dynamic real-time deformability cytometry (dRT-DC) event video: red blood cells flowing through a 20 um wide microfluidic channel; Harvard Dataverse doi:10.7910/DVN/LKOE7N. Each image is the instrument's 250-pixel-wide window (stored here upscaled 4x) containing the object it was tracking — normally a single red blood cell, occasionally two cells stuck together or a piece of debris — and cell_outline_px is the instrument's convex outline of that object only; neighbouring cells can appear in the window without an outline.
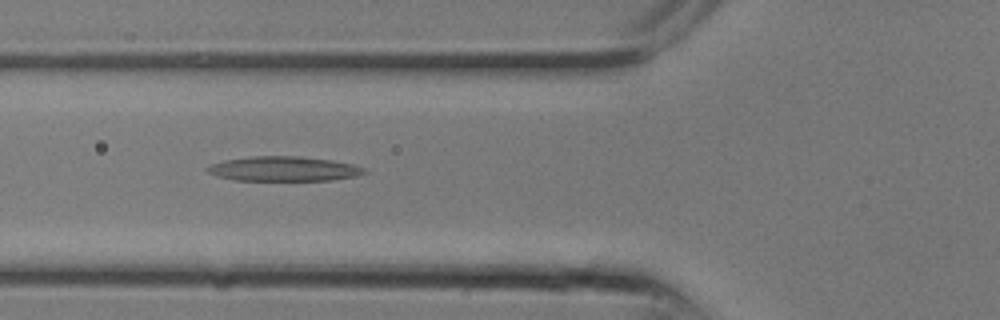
{"species": "common noctule bat (a hibernating species)", "species_latin": "Nyctalus noctula", "temperature_condition": "room temperature", "stored_images_in_passage": 7, "camera_frame_rate_fps": 3000, "um_per_image_px": 0.085, "animal": {"sex": "male", "body_mass_g": 13.3}, "frame": {"image": 1, "passage_image": 3, "time_ms": 0.667, "image_size_px": [1000, 320], "cell_outline_px": [[368, 172], [356, 176], [332, 180], [236, 180], [216, 176], [208, 172], [204, 168], [212, 164], [224, 160], [248, 156], [300, 156], [332, 160], [352, 164], [364, 168]], "centroid_in_image_um": [24.1, 14.34], "position_along_channel_um": 101.7, "area_um2": 22.6}}
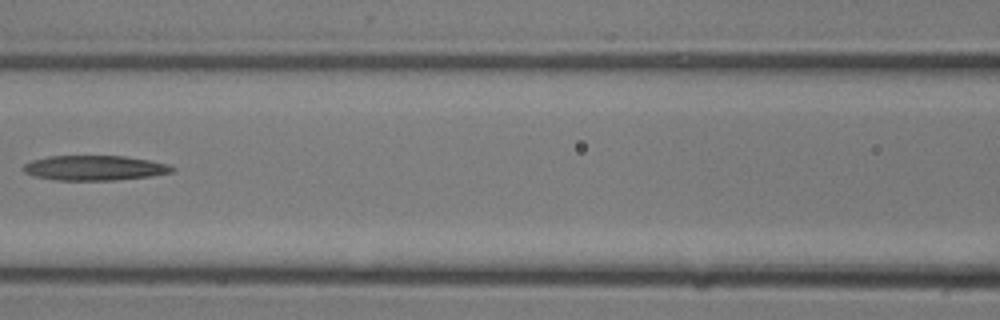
{"frame": {"image": 2, "passage_image": 5, "time_ms": 1.333, "image_size_px": [1000, 320], "cell_outline_px": [[176, 168], [172, 172], [152, 176], [116, 180], [52, 180], [32, 176], [24, 172], [20, 168], [24, 164], [32, 160], [48, 156], [124, 156], [148, 160], [168, 164]], "centroid_in_image_um": [7.99, 14.28], "position_along_channel_um": 158.6, "area_um2": 21.79}}
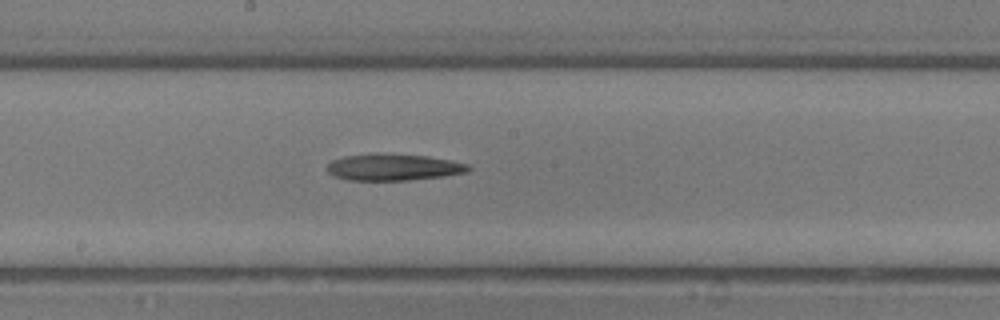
{"frame": {"image": 3, "passage_image": 7, "time_ms": 2.0, "image_size_px": [1000, 320], "cell_outline_px": [[472, 168], [468, 172], [444, 176], [408, 180], [348, 180], [332, 176], [324, 168], [332, 160], [344, 156], [376, 152], [380, 152], [428, 156], [452, 160], [468, 164]], "centroid_in_image_um": [33.42, 14.19], "position_along_channel_um": 214.8, "area_um2": 22.43}}